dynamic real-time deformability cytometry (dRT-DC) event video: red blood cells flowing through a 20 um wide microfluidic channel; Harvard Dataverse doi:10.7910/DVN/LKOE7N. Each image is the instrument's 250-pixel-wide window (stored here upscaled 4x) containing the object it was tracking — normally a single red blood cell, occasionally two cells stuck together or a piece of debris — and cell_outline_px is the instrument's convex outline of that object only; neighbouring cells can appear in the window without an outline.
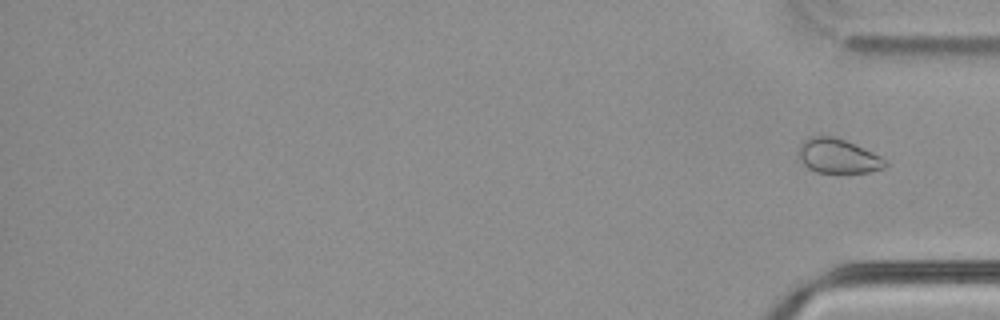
{"species": "common noctule bat (a hibernating species)", "species_latin": "Nyctalus noctula", "temperature_condition": "cold", "stored_images_in_passage": 54, "segment_of_instrument_passage": [2, 2], "camera_frame_rate_fps": 3000, "um_per_image_px": 0.085, "animal": {"sex": "male", "body_mass_g": 21.5, "forearm_length_mm": 52.0}, "frame": {"image": 1, "passage_image": 54, "time_ms": 17.667, "image_size_px": [1000, 320], "cell_outline_px": [[888, 164], [884, 168], [868, 172], [816, 172], [808, 168], [804, 164], [796, 152], [800, 144], [808, 136], [832, 136], [844, 140], [880, 156]], "centroid_in_image_um": [71.17, 13.26], "position_along_channel_um": 364.0, "area_um2": 17.17}}